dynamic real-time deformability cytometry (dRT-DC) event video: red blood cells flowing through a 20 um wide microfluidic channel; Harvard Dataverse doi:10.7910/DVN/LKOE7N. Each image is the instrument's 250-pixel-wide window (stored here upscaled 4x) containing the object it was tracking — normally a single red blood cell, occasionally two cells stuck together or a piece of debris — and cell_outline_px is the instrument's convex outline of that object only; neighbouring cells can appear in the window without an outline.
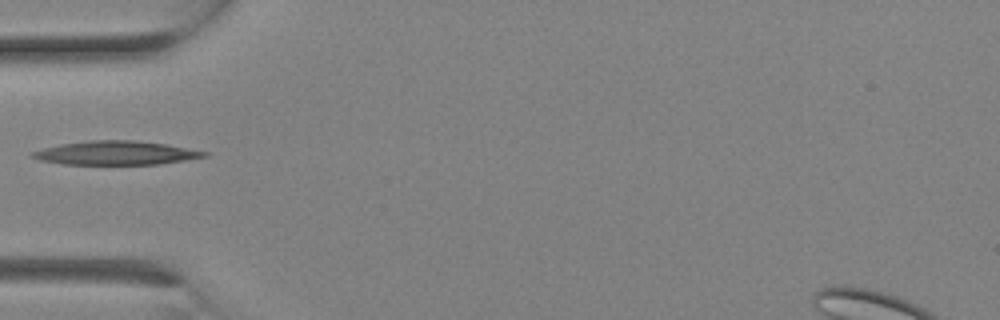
{"species": "Egyptian fruit bat (a non-hibernating species)", "species_latin": "Rousettus aegyptiacus", "temperature_condition": "room temperature", "stored_images_in_passage": 3, "camera_frame_rate_fps": 3000, "um_per_image_px": 0.085, "animal": {"sex": "female"}, "frame": {"image": 1, "passage_image": 3, "time_ms": 0.667, "image_size_px": [1000, 320], "cell_outline_px": [[212, 152], [208, 156], [160, 164], [64, 164], [40, 160], [28, 156], [32, 152], [44, 148], [60, 144], [92, 140], [136, 140], [164, 144]], "centroid_in_image_um": [9.87, 13.0], "position_along_channel_um": 75.1, "area_um2": 23.76}}